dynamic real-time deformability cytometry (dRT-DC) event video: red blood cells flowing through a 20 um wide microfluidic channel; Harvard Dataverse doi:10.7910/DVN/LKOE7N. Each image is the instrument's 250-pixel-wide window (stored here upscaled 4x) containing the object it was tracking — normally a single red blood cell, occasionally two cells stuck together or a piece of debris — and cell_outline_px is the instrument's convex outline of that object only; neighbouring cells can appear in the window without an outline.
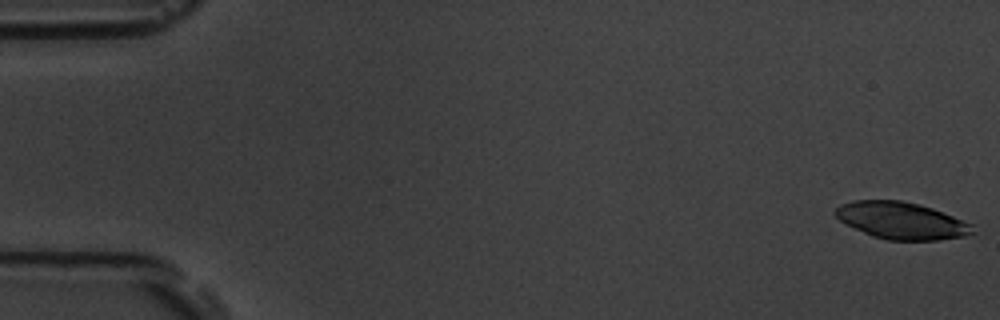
{"species": "common noctule bat (a hibernating species)", "species_latin": "Nyctalus noctula", "temperature_condition": "room temperature", "stored_images_in_passage": 56, "camera_frame_rate_fps": 3000, "um_per_image_px": 0.085, "animal": {"sex": "male", "body_mass_g": 19.5, "forearm_length_mm": 54.6}, "frame": {"image": 1, "passage_image": 1, "time_ms": 0.0, "image_size_px": [1000, 320], "cell_outline_px": [[976, 232], [964, 236], [940, 240], [888, 240], [872, 236], [840, 220], [832, 212], [840, 204], [852, 200], [900, 200], [920, 204], [932, 208], [972, 224]], "centroid_in_image_um": [76.62, 18.74], "position_along_channel_um": 8.4, "area_um2": 29.48}}